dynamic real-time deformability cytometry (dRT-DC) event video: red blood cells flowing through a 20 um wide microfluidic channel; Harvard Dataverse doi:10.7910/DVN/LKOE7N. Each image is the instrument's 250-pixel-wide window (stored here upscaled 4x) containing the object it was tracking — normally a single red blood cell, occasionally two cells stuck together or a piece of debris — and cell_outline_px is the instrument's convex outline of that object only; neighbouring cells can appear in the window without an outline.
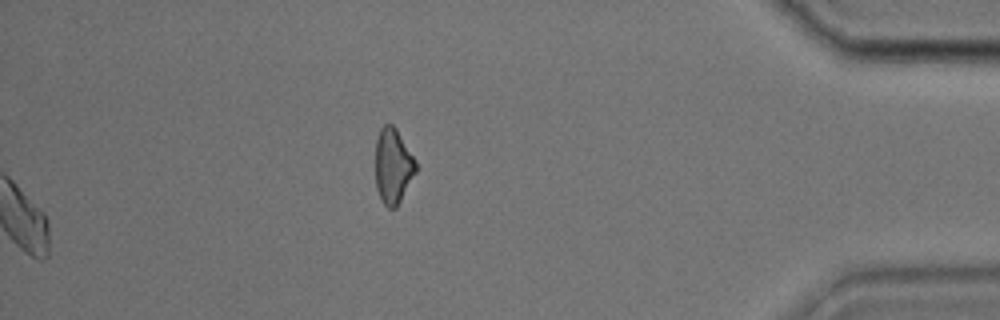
{"species": "common noctule bat (a hibernating species)", "species_latin": "Nyctalus noctula", "temperature_condition": "cold", "stored_images_in_passage": 45, "camera_frame_rate_fps": 3000, "um_per_image_px": 0.085, "animal": {"sex": "male", "body_mass_g": 17.9, "forearm_length_mm": 54.2}, "frame": {"image": 1, "passage_image": 45, "time_ms": 14.667, "image_size_px": [1000, 320], "cell_outline_px": [[416, 172], [396, 208], [388, 208], [380, 200], [376, 188], [376, 140], [380, 128], [384, 124], [392, 124], [396, 128], [416, 160]], "centroid_in_image_um": [33.4, 14.11], "position_along_channel_um": 401.8, "area_um2": 17.74}}